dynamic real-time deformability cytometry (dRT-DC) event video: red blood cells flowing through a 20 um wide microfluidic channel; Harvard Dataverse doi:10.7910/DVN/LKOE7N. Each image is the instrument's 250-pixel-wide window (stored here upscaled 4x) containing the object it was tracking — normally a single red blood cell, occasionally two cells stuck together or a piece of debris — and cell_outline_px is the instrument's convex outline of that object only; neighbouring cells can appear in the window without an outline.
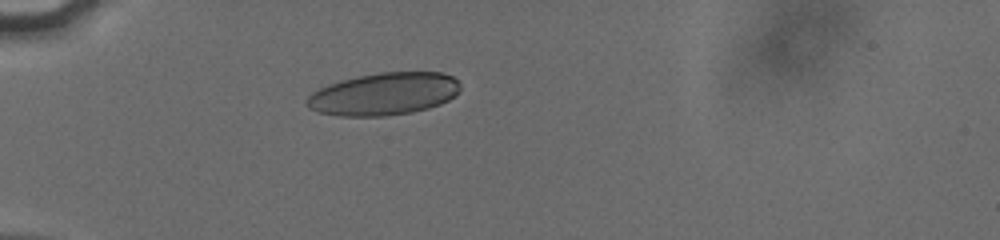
{"species": "human", "species_latin": "Homo sapiens", "temperature_condition": "cold", "stored_images_in_passage": 39, "camera_frame_rate_fps": 3000, "um_per_image_px": 0.085, "donor": {"sex": "male"}, "frame": {"image": 1, "passage_image": 1, "time_ms": 0.0, "image_size_px": [1000, 240], "cell_outline_px": [[460, 88], [448, 100], [440, 104], [428, 108], [412, 112], [384, 116], [340, 116], [320, 112], [308, 108], [304, 104], [308, 96], [312, 92], [320, 88], [344, 80], [360, 76], [380, 72], [440, 72], [452, 76], [460, 84]], "centroid_in_image_um": [32.62, 7.99], "position_along_channel_um": 52.4, "area_um2": 37.63}}
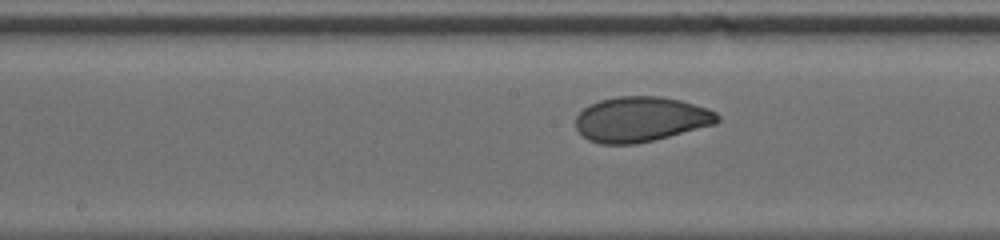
{"frame": {"image": 2, "passage_image": 14, "time_ms": 4.333, "image_size_px": [1000, 240], "cell_outline_px": [[720, 120], [716, 124], [636, 144], [600, 144], [588, 140], [576, 128], [576, 116], [584, 108], [600, 100], [616, 96], [660, 96], [680, 100], [708, 108], [716, 112], [720, 116]], "centroid_in_image_um": [54.48, 10.13], "position_along_channel_um": 193.7, "area_um2": 37.17}}
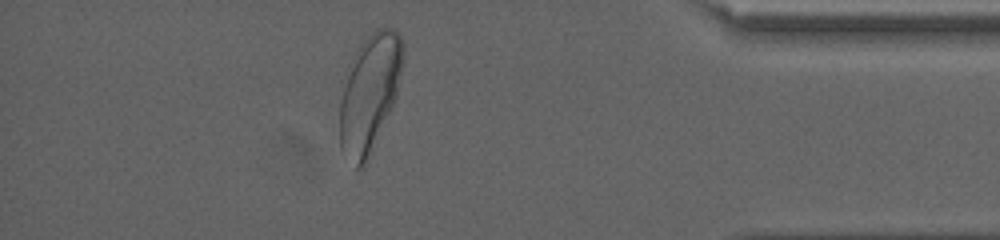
{"frame": {"image": 3, "passage_image": 33, "time_ms": 10.667, "image_size_px": [1000, 240], "cell_outline_px": [[404, 56], [396, 96], [368, 160], [364, 168], [356, 168], [340, 148], [340, 104], [344, 88], [348, 76], [360, 44], [376, 28], [392, 28], [400, 36], [404, 44]], "centroid_in_image_um": [31.44, 7.94], "position_along_channel_um": 403.8, "area_um2": 42.25}, "authors_computed_cell_mechanics": {"area_um2": 37.8012, "velocity_mm_per_s": 3.7957, "shape_relaxation_time_tau1_ms": 5.1095, "shape_relaxation_time_tau2_ms": 0.9334, "deformation_change_tau1": 0.1556, "deformation_change_tau2": 0.0377}}